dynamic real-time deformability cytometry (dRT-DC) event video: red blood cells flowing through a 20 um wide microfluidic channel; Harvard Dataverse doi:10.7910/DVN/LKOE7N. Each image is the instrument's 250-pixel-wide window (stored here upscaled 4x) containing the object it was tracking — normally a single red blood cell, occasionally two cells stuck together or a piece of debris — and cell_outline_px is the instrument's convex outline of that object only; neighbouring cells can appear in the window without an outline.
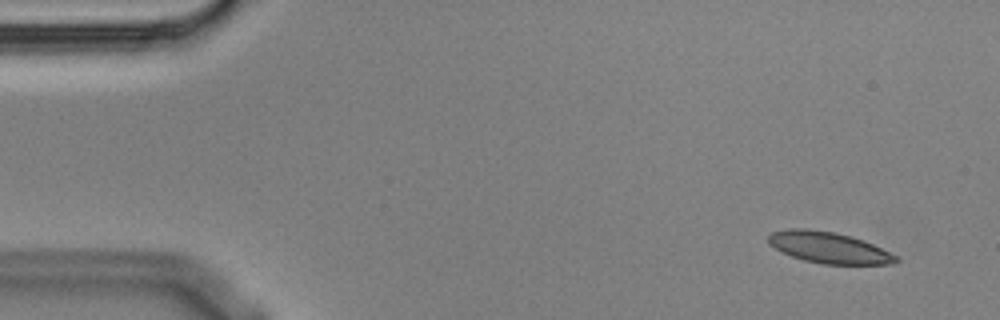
{"species": "Egyptian fruit bat (a non-hibernating species)", "species_latin": "Rousettus aegyptiacus", "temperature_condition": "cold", "stored_images_in_passage": 5, "camera_frame_rate_fps": 3000, "um_per_image_px": 0.085, "animal": {"sex": "male"}, "frame": {"image": 1, "passage_image": 1, "time_ms": 0.0, "image_size_px": [1000, 320], "cell_outline_px": [[900, 260], [896, 264], [824, 264], [804, 260], [780, 252], [768, 244], [768, 236], [772, 232], [788, 228], [804, 228], [832, 232], [852, 236], [864, 240], [896, 256]], "centroid_in_image_um": [70.41, 21.04], "position_along_channel_um": 14.6, "area_um2": 23.18}}
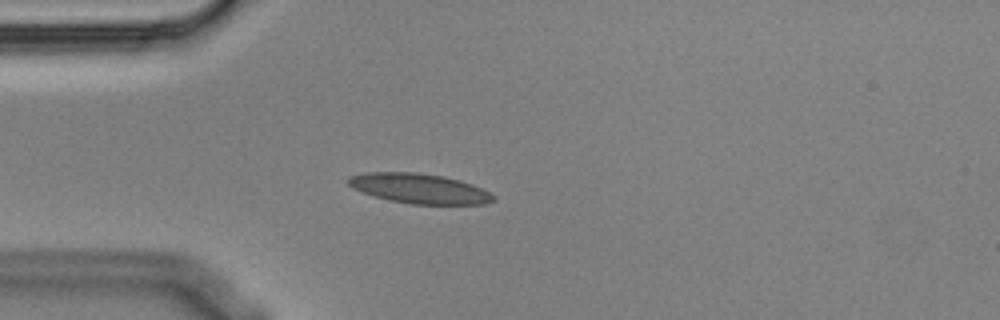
{"frame": {"image": 2, "passage_image": 4, "time_ms": 1.0, "image_size_px": [1000, 320], "cell_outline_px": [[496, 200], [484, 204], [408, 204], [388, 200], [352, 188], [348, 184], [348, 176], [364, 172], [416, 172], [444, 176], [460, 180], [472, 184], [496, 196]], "centroid_in_image_um": [35.64, 16.02], "position_along_channel_um": 49.4, "area_um2": 25.32}}